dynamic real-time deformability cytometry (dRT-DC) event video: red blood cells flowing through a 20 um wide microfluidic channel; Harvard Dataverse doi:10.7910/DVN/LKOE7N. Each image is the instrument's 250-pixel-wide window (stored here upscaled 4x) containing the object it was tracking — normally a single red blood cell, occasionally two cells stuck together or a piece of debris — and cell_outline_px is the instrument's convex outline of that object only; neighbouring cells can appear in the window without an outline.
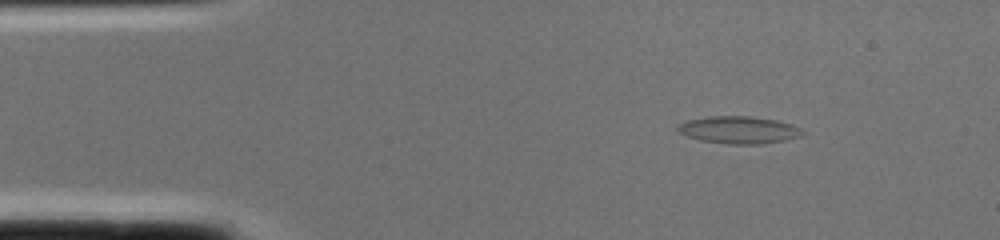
{"species": "common noctule bat (a hibernating species)", "species_latin": "Nyctalus noctula", "temperature_condition": "cold", "stored_images_in_passage": 1, "camera_frame_rate_fps": 3000, "um_per_image_px": 0.085, "animal": {"sex": "female", "body_mass_g": 22.0, "forearm_length_mm": 56.7}, "frame": {"image": 1, "passage_image": 1, "time_ms": 0.0, "image_size_px": [1000, 240], "cell_outline_px": [[804, 136], [788, 140], [760, 144], [728, 144], [700, 140], [688, 136], [680, 132], [676, 128], [680, 124], [688, 120], [708, 116], [748, 116], [776, 120], [792, 124], [800, 128], [804, 132]], "centroid_in_image_um": [62.86, 11.05], "position_along_channel_um": 22.1, "area_um2": 19.88}}